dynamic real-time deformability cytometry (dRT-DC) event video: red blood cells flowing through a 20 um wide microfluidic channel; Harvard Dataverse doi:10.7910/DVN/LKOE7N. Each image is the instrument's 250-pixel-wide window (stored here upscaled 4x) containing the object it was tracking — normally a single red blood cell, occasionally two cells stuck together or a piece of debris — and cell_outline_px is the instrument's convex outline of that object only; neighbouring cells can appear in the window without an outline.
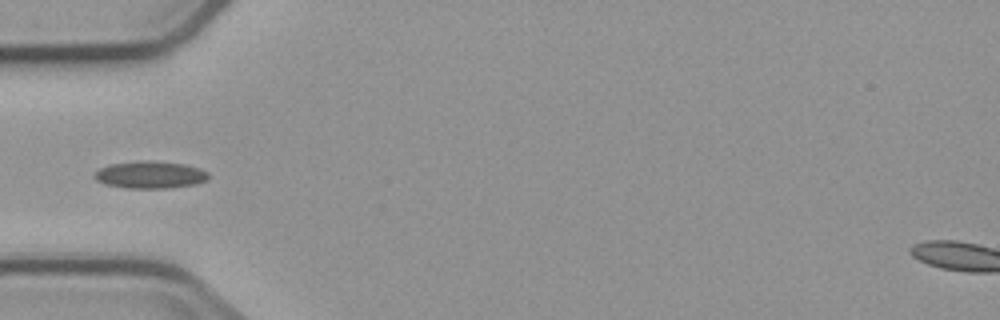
{"species": "common noctule bat (a hibernating species)", "species_latin": "Nyctalus noctula", "temperature_condition": "cold", "stored_images_in_passage": 7, "camera_frame_rate_fps": 3000, "um_per_image_px": 0.085, "animal": {"sex": "male", "body_mass_g": 23.1, "forearm_length_mm": 52.7}, "frame": {"image": 1, "passage_image": 4, "time_ms": 3.667, "image_size_px": [1000, 320], "cell_outline_px": [[208, 180], [192, 184], [168, 188], [124, 188], [104, 184], [96, 180], [92, 176], [100, 168], [108, 164], [140, 160], [148, 160], [184, 164], [200, 168], [208, 172]], "centroid_in_image_um": [12.72, 14.85], "position_along_channel_um": 72.3, "area_um2": 18.21}}
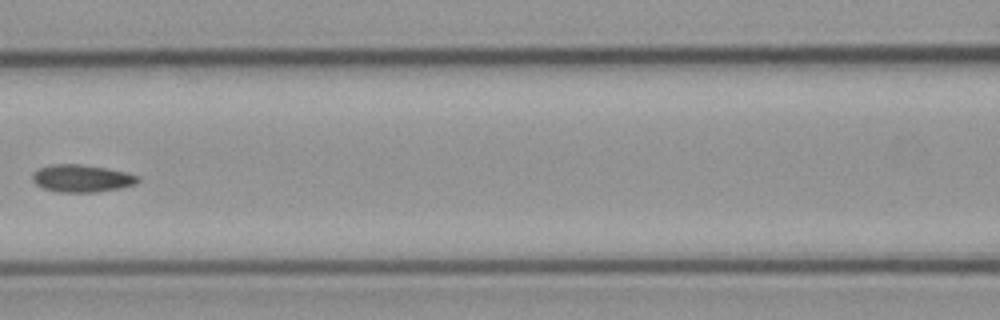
{"frame": {"image": 2, "passage_image": 6, "time_ms": 6.0, "image_size_px": [1000, 320], "cell_outline_px": [[140, 180], [136, 184], [120, 188], [96, 192], [56, 192], [44, 188], [36, 184], [32, 180], [32, 172], [36, 168], [52, 164], [80, 164], [104, 168], [124, 172], [140, 176]], "centroid_in_image_um": [6.91, 15.16], "position_along_channel_um": 159.7, "area_um2": 16.94}}
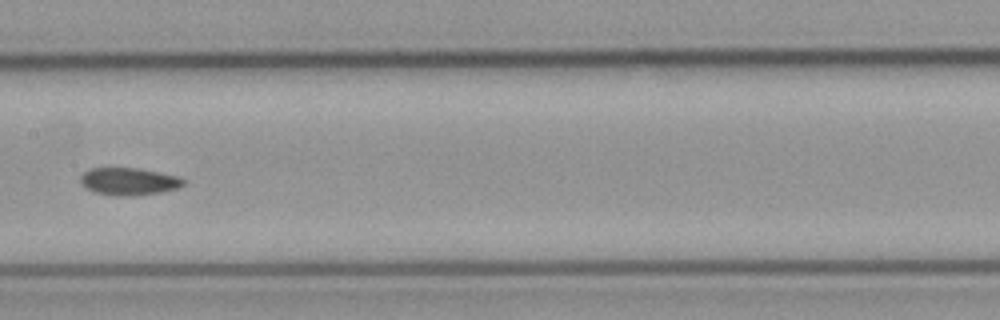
{"frame": {"image": 3, "passage_image": 7, "time_ms": 7.0, "image_size_px": [1000, 320], "cell_outline_px": [[184, 184], [180, 188], [160, 192], [132, 196], [116, 196], [96, 192], [88, 188], [80, 180], [80, 176], [88, 168], [136, 168], [180, 176], [184, 180]], "centroid_in_image_um": [10.98, 15.42], "position_along_channel_um": 196.4, "area_um2": 16.36}}